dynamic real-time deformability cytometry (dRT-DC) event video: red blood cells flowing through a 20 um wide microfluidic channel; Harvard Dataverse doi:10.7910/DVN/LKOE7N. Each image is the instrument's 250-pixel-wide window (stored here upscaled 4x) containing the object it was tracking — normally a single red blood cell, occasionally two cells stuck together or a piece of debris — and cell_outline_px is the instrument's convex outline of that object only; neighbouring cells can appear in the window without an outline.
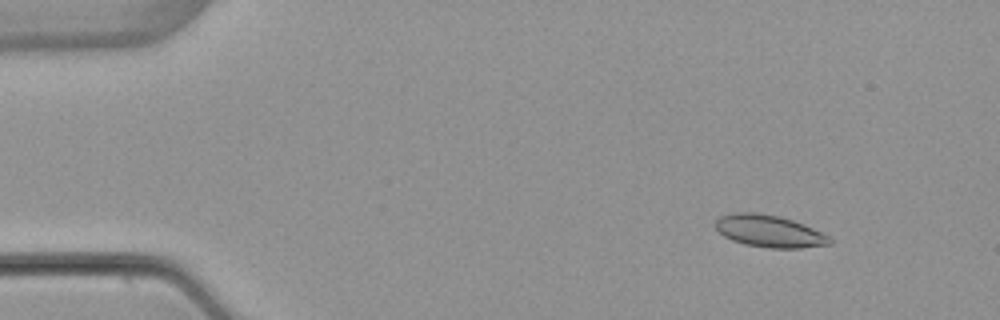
{"species": "common noctule bat (a hibernating species)", "species_latin": "Nyctalus noctula", "temperature_condition": "warm", "stored_images_in_passage": 4, "camera_frame_rate_fps": 3000, "um_per_image_px": 0.085, "animal": {"sex": "female", "body_mass_g": 22.7, "forearm_length_mm": 54.2}, "frame": {"image": 1, "passage_image": 1, "time_ms": 0.0, "image_size_px": [1000, 320], "cell_outline_px": [[832, 244], [800, 248], [768, 248], [744, 244], [732, 240], [724, 236], [716, 228], [716, 220], [720, 216], [732, 212], [756, 212], [780, 216], [804, 224], [832, 236]], "centroid_in_image_um": [65.43, 19.64], "position_along_channel_um": 19.6, "area_um2": 21.62}}
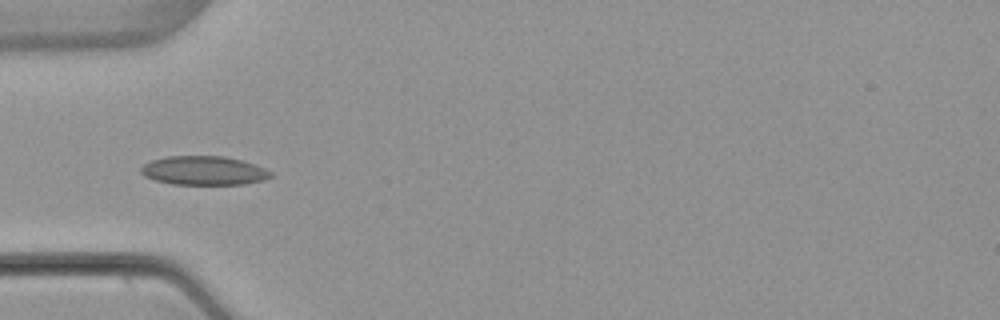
{"frame": {"image": 2, "passage_image": 4, "time_ms": 3.667, "image_size_px": [1000, 320], "cell_outline_px": [[272, 176], [264, 180], [244, 184], [172, 184], [156, 180], [144, 176], [140, 172], [140, 168], [144, 164], [152, 160], [168, 156], [224, 156], [256, 164], [272, 172]], "centroid_in_image_um": [17.33, 14.5], "position_along_channel_um": 67.7, "area_um2": 21.85}}